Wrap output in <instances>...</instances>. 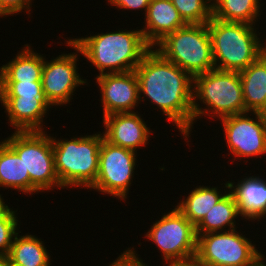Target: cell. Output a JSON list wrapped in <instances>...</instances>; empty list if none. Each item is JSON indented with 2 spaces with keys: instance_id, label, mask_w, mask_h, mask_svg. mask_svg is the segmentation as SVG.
<instances>
[{
  "instance_id": "obj_1",
  "label": "cell",
  "mask_w": 266,
  "mask_h": 266,
  "mask_svg": "<svg viewBox=\"0 0 266 266\" xmlns=\"http://www.w3.org/2000/svg\"><path fill=\"white\" fill-rule=\"evenodd\" d=\"M134 71L139 82L140 104L149 99L151 105L157 106L155 110L160 109L158 112H163L166 120L174 124L182 139L187 144L191 142L194 78L153 47Z\"/></svg>"
},
{
  "instance_id": "obj_2",
  "label": "cell",
  "mask_w": 266,
  "mask_h": 266,
  "mask_svg": "<svg viewBox=\"0 0 266 266\" xmlns=\"http://www.w3.org/2000/svg\"><path fill=\"white\" fill-rule=\"evenodd\" d=\"M80 49L90 66L102 74L134 71L144 55L152 48L144 39L141 29L114 30L86 37L70 38Z\"/></svg>"
},
{
  "instance_id": "obj_3",
  "label": "cell",
  "mask_w": 266,
  "mask_h": 266,
  "mask_svg": "<svg viewBox=\"0 0 266 266\" xmlns=\"http://www.w3.org/2000/svg\"><path fill=\"white\" fill-rule=\"evenodd\" d=\"M207 25L216 69L241 72L266 52V42L262 43L256 25L213 17Z\"/></svg>"
},
{
  "instance_id": "obj_4",
  "label": "cell",
  "mask_w": 266,
  "mask_h": 266,
  "mask_svg": "<svg viewBox=\"0 0 266 266\" xmlns=\"http://www.w3.org/2000/svg\"><path fill=\"white\" fill-rule=\"evenodd\" d=\"M103 133L56 139L51 136L54 167L64 188H87L95 183L99 169V151Z\"/></svg>"
},
{
  "instance_id": "obj_5",
  "label": "cell",
  "mask_w": 266,
  "mask_h": 266,
  "mask_svg": "<svg viewBox=\"0 0 266 266\" xmlns=\"http://www.w3.org/2000/svg\"><path fill=\"white\" fill-rule=\"evenodd\" d=\"M242 113H246V107L239 72L214 68L194 77L193 124L202 116L220 121Z\"/></svg>"
},
{
  "instance_id": "obj_6",
  "label": "cell",
  "mask_w": 266,
  "mask_h": 266,
  "mask_svg": "<svg viewBox=\"0 0 266 266\" xmlns=\"http://www.w3.org/2000/svg\"><path fill=\"white\" fill-rule=\"evenodd\" d=\"M153 48L193 78L215 68L207 23L187 24L166 35Z\"/></svg>"
},
{
  "instance_id": "obj_7",
  "label": "cell",
  "mask_w": 266,
  "mask_h": 266,
  "mask_svg": "<svg viewBox=\"0 0 266 266\" xmlns=\"http://www.w3.org/2000/svg\"><path fill=\"white\" fill-rule=\"evenodd\" d=\"M12 133L3 140L23 160L30 177V194L63 189L55 172L51 134L45 130Z\"/></svg>"
},
{
  "instance_id": "obj_8",
  "label": "cell",
  "mask_w": 266,
  "mask_h": 266,
  "mask_svg": "<svg viewBox=\"0 0 266 266\" xmlns=\"http://www.w3.org/2000/svg\"><path fill=\"white\" fill-rule=\"evenodd\" d=\"M237 228L197 236V266H259L266 258Z\"/></svg>"
},
{
  "instance_id": "obj_9",
  "label": "cell",
  "mask_w": 266,
  "mask_h": 266,
  "mask_svg": "<svg viewBox=\"0 0 266 266\" xmlns=\"http://www.w3.org/2000/svg\"><path fill=\"white\" fill-rule=\"evenodd\" d=\"M153 222L145 239L156 244L163 262L193 260L196 255V227L176 208Z\"/></svg>"
},
{
  "instance_id": "obj_10",
  "label": "cell",
  "mask_w": 266,
  "mask_h": 266,
  "mask_svg": "<svg viewBox=\"0 0 266 266\" xmlns=\"http://www.w3.org/2000/svg\"><path fill=\"white\" fill-rule=\"evenodd\" d=\"M136 161L137 152L111 144L103 137L97 178L89 189L126 201L137 168Z\"/></svg>"
},
{
  "instance_id": "obj_11",
  "label": "cell",
  "mask_w": 266,
  "mask_h": 266,
  "mask_svg": "<svg viewBox=\"0 0 266 266\" xmlns=\"http://www.w3.org/2000/svg\"><path fill=\"white\" fill-rule=\"evenodd\" d=\"M66 40V47L73 48L75 52L63 53L51 60H46L44 56L41 77L43 93L47 102L54 107L69 105L76 89L82 85H89L87 79L81 78L77 70L80 49L69 38Z\"/></svg>"
},
{
  "instance_id": "obj_12",
  "label": "cell",
  "mask_w": 266,
  "mask_h": 266,
  "mask_svg": "<svg viewBox=\"0 0 266 266\" xmlns=\"http://www.w3.org/2000/svg\"><path fill=\"white\" fill-rule=\"evenodd\" d=\"M220 120L228 152L235 160L248 158L243 161L246 163L249 158L266 156V114L246 112Z\"/></svg>"
},
{
  "instance_id": "obj_13",
  "label": "cell",
  "mask_w": 266,
  "mask_h": 266,
  "mask_svg": "<svg viewBox=\"0 0 266 266\" xmlns=\"http://www.w3.org/2000/svg\"><path fill=\"white\" fill-rule=\"evenodd\" d=\"M100 88L103 117L113 113L137 112L140 104L139 82L135 71L96 76Z\"/></svg>"
},
{
  "instance_id": "obj_14",
  "label": "cell",
  "mask_w": 266,
  "mask_h": 266,
  "mask_svg": "<svg viewBox=\"0 0 266 266\" xmlns=\"http://www.w3.org/2000/svg\"><path fill=\"white\" fill-rule=\"evenodd\" d=\"M104 138L111 144L137 152L146 147L152 130L137 112L113 113L102 118Z\"/></svg>"
},
{
  "instance_id": "obj_15",
  "label": "cell",
  "mask_w": 266,
  "mask_h": 266,
  "mask_svg": "<svg viewBox=\"0 0 266 266\" xmlns=\"http://www.w3.org/2000/svg\"><path fill=\"white\" fill-rule=\"evenodd\" d=\"M8 123L15 131H44V118L53 108L45 97H0Z\"/></svg>"
},
{
  "instance_id": "obj_16",
  "label": "cell",
  "mask_w": 266,
  "mask_h": 266,
  "mask_svg": "<svg viewBox=\"0 0 266 266\" xmlns=\"http://www.w3.org/2000/svg\"><path fill=\"white\" fill-rule=\"evenodd\" d=\"M261 176H244L237 184L229 182V191L238 206L239 215L245 221H260L266 214V179ZM235 183V184H234Z\"/></svg>"
},
{
  "instance_id": "obj_17",
  "label": "cell",
  "mask_w": 266,
  "mask_h": 266,
  "mask_svg": "<svg viewBox=\"0 0 266 266\" xmlns=\"http://www.w3.org/2000/svg\"><path fill=\"white\" fill-rule=\"evenodd\" d=\"M144 19L140 29L151 47L169 33L187 25L170 0H151Z\"/></svg>"
},
{
  "instance_id": "obj_18",
  "label": "cell",
  "mask_w": 266,
  "mask_h": 266,
  "mask_svg": "<svg viewBox=\"0 0 266 266\" xmlns=\"http://www.w3.org/2000/svg\"><path fill=\"white\" fill-rule=\"evenodd\" d=\"M24 45L14 58L0 67V82L41 81L44 55L34 52L31 45Z\"/></svg>"
},
{
  "instance_id": "obj_19",
  "label": "cell",
  "mask_w": 266,
  "mask_h": 266,
  "mask_svg": "<svg viewBox=\"0 0 266 266\" xmlns=\"http://www.w3.org/2000/svg\"><path fill=\"white\" fill-rule=\"evenodd\" d=\"M239 74L246 112L266 114V52Z\"/></svg>"
},
{
  "instance_id": "obj_20",
  "label": "cell",
  "mask_w": 266,
  "mask_h": 266,
  "mask_svg": "<svg viewBox=\"0 0 266 266\" xmlns=\"http://www.w3.org/2000/svg\"><path fill=\"white\" fill-rule=\"evenodd\" d=\"M224 185L222 190H219L218 186H196L188 196L184 195L181 201L175 204L176 208L196 227L209 210L229 191V182L227 181Z\"/></svg>"
},
{
  "instance_id": "obj_21",
  "label": "cell",
  "mask_w": 266,
  "mask_h": 266,
  "mask_svg": "<svg viewBox=\"0 0 266 266\" xmlns=\"http://www.w3.org/2000/svg\"><path fill=\"white\" fill-rule=\"evenodd\" d=\"M19 233L6 256L8 262L14 266H50L52 260L44 241L29 232L23 236Z\"/></svg>"
},
{
  "instance_id": "obj_22",
  "label": "cell",
  "mask_w": 266,
  "mask_h": 266,
  "mask_svg": "<svg viewBox=\"0 0 266 266\" xmlns=\"http://www.w3.org/2000/svg\"><path fill=\"white\" fill-rule=\"evenodd\" d=\"M17 190L30 196V177L18 154L0 140V189Z\"/></svg>"
},
{
  "instance_id": "obj_23",
  "label": "cell",
  "mask_w": 266,
  "mask_h": 266,
  "mask_svg": "<svg viewBox=\"0 0 266 266\" xmlns=\"http://www.w3.org/2000/svg\"><path fill=\"white\" fill-rule=\"evenodd\" d=\"M262 0H212V16L227 22L256 25L264 15ZM263 10H262V9ZM263 13V14H262ZM258 21V22H257Z\"/></svg>"
},
{
  "instance_id": "obj_24",
  "label": "cell",
  "mask_w": 266,
  "mask_h": 266,
  "mask_svg": "<svg viewBox=\"0 0 266 266\" xmlns=\"http://www.w3.org/2000/svg\"><path fill=\"white\" fill-rule=\"evenodd\" d=\"M240 218L238 206L233 194L228 191L196 226L197 236L210 232L228 231L235 228ZM227 228V229H225Z\"/></svg>"
},
{
  "instance_id": "obj_25",
  "label": "cell",
  "mask_w": 266,
  "mask_h": 266,
  "mask_svg": "<svg viewBox=\"0 0 266 266\" xmlns=\"http://www.w3.org/2000/svg\"><path fill=\"white\" fill-rule=\"evenodd\" d=\"M187 24H205L212 19V0H170Z\"/></svg>"
},
{
  "instance_id": "obj_26",
  "label": "cell",
  "mask_w": 266,
  "mask_h": 266,
  "mask_svg": "<svg viewBox=\"0 0 266 266\" xmlns=\"http://www.w3.org/2000/svg\"><path fill=\"white\" fill-rule=\"evenodd\" d=\"M17 215V209L13 210V207L0 215V256L6 257L9 254L13 240L19 232L20 221Z\"/></svg>"
},
{
  "instance_id": "obj_27",
  "label": "cell",
  "mask_w": 266,
  "mask_h": 266,
  "mask_svg": "<svg viewBox=\"0 0 266 266\" xmlns=\"http://www.w3.org/2000/svg\"><path fill=\"white\" fill-rule=\"evenodd\" d=\"M0 97H45L41 81L0 82Z\"/></svg>"
},
{
  "instance_id": "obj_28",
  "label": "cell",
  "mask_w": 266,
  "mask_h": 266,
  "mask_svg": "<svg viewBox=\"0 0 266 266\" xmlns=\"http://www.w3.org/2000/svg\"><path fill=\"white\" fill-rule=\"evenodd\" d=\"M32 0H0V18L26 12L31 15ZM24 10V11H23Z\"/></svg>"
},
{
  "instance_id": "obj_29",
  "label": "cell",
  "mask_w": 266,
  "mask_h": 266,
  "mask_svg": "<svg viewBox=\"0 0 266 266\" xmlns=\"http://www.w3.org/2000/svg\"><path fill=\"white\" fill-rule=\"evenodd\" d=\"M134 246L128 247L120 253L119 257H117L114 261L110 262L109 266H148L142 258L139 257L138 253H136ZM108 266V265H107Z\"/></svg>"
},
{
  "instance_id": "obj_30",
  "label": "cell",
  "mask_w": 266,
  "mask_h": 266,
  "mask_svg": "<svg viewBox=\"0 0 266 266\" xmlns=\"http://www.w3.org/2000/svg\"><path fill=\"white\" fill-rule=\"evenodd\" d=\"M150 1L151 0H107L108 4L119 10H135V12L136 10H141V12L144 11V16L147 12Z\"/></svg>"
},
{
  "instance_id": "obj_31",
  "label": "cell",
  "mask_w": 266,
  "mask_h": 266,
  "mask_svg": "<svg viewBox=\"0 0 266 266\" xmlns=\"http://www.w3.org/2000/svg\"><path fill=\"white\" fill-rule=\"evenodd\" d=\"M164 263V264H163ZM163 266H197L195 260H188V261H172V262H163Z\"/></svg>"
},
{
  "instance_id": "obj_32",
  "label": "cell",
  "mask_w": 266,
  "mask_h": 266,
  "mask_svg": "<svg viewBox=\"0 0 266 266\" xmlns=\"http://www.w3.org/2000/svg\"><path fill=\"white\" fill-rule=\"evenodd\" d=\"M2 194H0V215L4 213L10 206L8 204H5V200L3 198Z\"/></svg>"
},
{
  "instance_id": "obj_33",
  "label": "cell",
  "mask_w": 266,
  "mask_h": 266,
  "mask_svg": "<svg viewBox=\"0 0 266 266\" xmlns=\"http://www.w3.org/2000/svg\"><path fill=\"white\" fill-rule=\"evenodd\" d=\"M0 266H8L7 257L0 256Z\"/></svg>"
},
{
  "instance_id": "obj_34",
  "label": "cell",
  "mask_w": 266,
  "mask_h": 266,
  "mask_svg": "<svg viewBox=\"0 0 266 266\" xmlns=\"http://www.w3.org/2000/svg\"><path fill=\"white\" fill-rule=\"evenodd\" d=\"M259 266H266V260L262 264H260Z\"/></svg>"
}]
</instances>
